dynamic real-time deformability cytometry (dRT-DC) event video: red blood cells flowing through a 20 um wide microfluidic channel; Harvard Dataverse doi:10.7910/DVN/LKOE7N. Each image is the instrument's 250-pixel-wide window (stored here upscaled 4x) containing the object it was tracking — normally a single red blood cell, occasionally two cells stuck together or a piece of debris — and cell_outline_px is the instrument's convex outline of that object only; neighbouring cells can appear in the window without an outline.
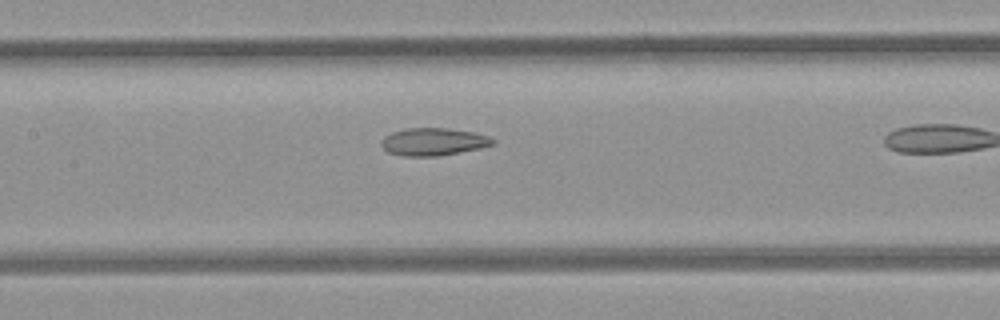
{"species": "common noctule bat (a hibernating species)", "species_latin": "Nyctalus noctula", "temperature_condition": "room temperature", "stored_images_in_passage": 31, "camera_frame_rate_fps": 3000, "um_per_image_px": 0.085, "animal": {"sex": "female", "body_mass_g": 21.9}, "frame": {"image": 1, "passage_image": 18, "time_ms": 5.667, "image_size_px": [1000, 320], "cell_outline_px": [[496, 144], [480, 148], [440, 156], [404, 156], [388, 152], [380, 144], [380, 140], [384, 136], [392, 132], [408, 128], [448, 128], [476, 132], [488, 136], [496, 140]], "centroid_in_image_um": [36.86, 12.04], "position_along_channel_um": 170.5, "area_um2": 18.09}}
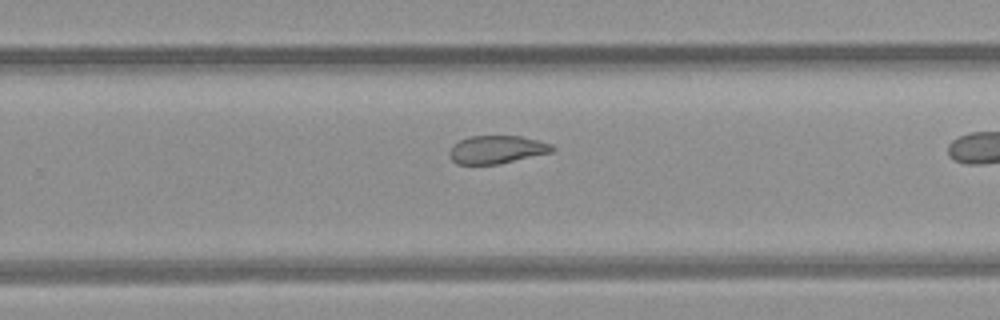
{"frame": {"image": 2, "passage_image": 27, "time_ms": 8.667, "image_size_px": [1000, 320], "cell_outline_px": [[556, 148], [552, 152], [500, 164], [456, 164], [448, 156], [448, 152], [452, 144], [468, 136], [520, 136], [552, 144]], "centroid_in_image_um": [42.19, 12.71], "position_along_channel_um": 287.6, "area_um2": 16.94}}